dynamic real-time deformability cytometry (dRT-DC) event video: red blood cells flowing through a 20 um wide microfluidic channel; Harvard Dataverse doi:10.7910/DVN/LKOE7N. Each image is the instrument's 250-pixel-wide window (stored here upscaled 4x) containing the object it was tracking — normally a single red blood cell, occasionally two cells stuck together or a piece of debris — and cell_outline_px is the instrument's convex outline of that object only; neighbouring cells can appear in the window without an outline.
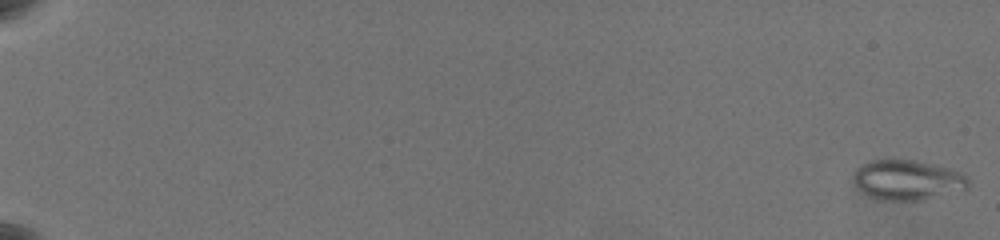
{"species": "common noctule bat (a hibernating species)", "species_latin": "Nyctalus noctula", "temperature_condition": "warm", "stored_images_in_passage": 63, "camera_frame_rate_fps": 3000, "um_per_image_px": 0.085, "animal": {"sex": "female", "body_mass_g": 19.5, "forearm_length_mm": 54.1}, "frame": {"image": 1, "passage_image": 1, "time_ms": 0.0, "image_size_px": [1000, 240], "cell_outline_px": [[968, 188], [916, 200], [884, 200], [860, 192], [856, 188], [852, 180], [852, 176], [856, 168], [872, 160], [916, 160], [932, 164], [960, 172], [968, 180]], "centroid_in_image_um": [77.04, 15.29], "position_along_channel_um": 8.0, "area_um2": 26.24}}
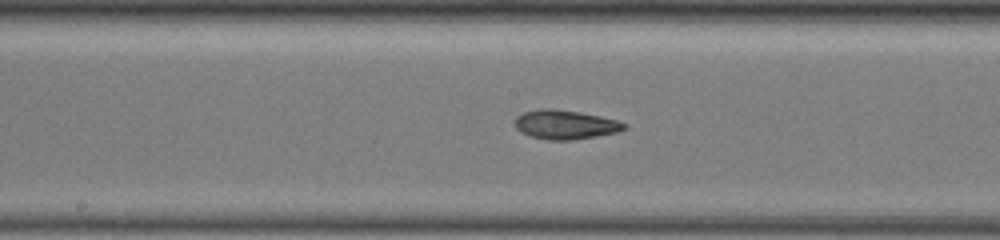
{"frame": {"image": 2, "passage_image": 37, "time_ms": 12.0, "image_size_px": [1000, 240], "cell_outline_px": [[628, 128], [616, 132], [596, 136], [572, 140], [548, 140], [528, 136], [520, 132], [516, 128], [516, 116], [524, 112], [540, 108], [552, 108], [580, 112], [600, 116], [616, 120], [628, 124]], "centroid_in_image_um": [48.04, 10.59], "position_along_channel_um": 200.2, "area_um2": 18.67}}
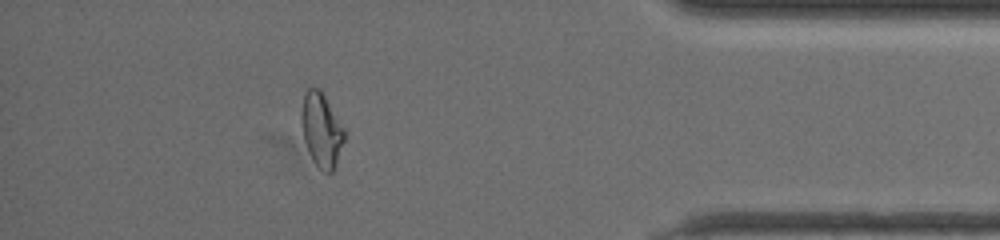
{"frame": {"image": 3, "passage_image": 57, "time_ms": 18.667, "image_size_px": [1000, 240], "cell_outline_px": [[344, 140], [336, 164], [332, 172], [324, 172], [312, 160], [304, 140], [300, 120], [300, 112], [304, 92], [308, 88], [320, 88], [344, 128]], "centroid_in_image_um": [27.29, 11.01], "position_along_channel_um": 407.9, "area_um2": 18.5}, "authors_computed_cell_mechanics": {"area_um2": 20.1144, "velocity_mm_per_s": 3.5674, "shape_relaxation_time_tau1_ms": null, "shape_relaxation_time_tau2_ms": 2.781, "deformation_change_tau1": null, "deformation_change_tau2": 0.0901}}